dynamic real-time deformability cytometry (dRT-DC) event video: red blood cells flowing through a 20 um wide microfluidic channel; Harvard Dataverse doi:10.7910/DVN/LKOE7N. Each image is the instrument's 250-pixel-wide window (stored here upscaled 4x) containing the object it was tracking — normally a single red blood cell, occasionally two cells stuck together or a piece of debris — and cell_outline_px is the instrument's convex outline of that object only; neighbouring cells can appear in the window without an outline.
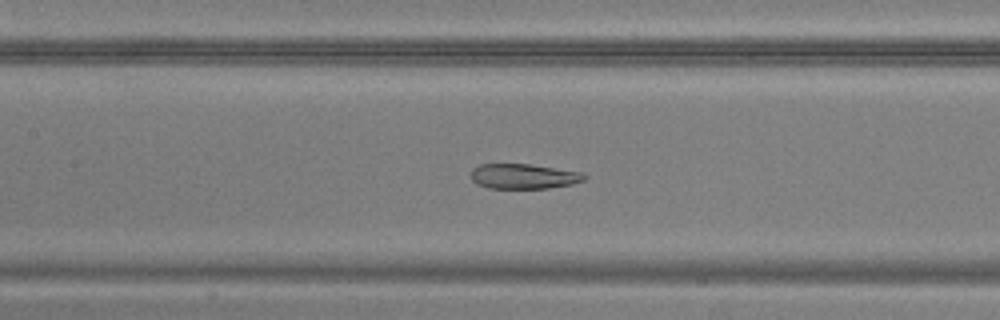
{"species": "common noctule bat (a hibernating species)", "species_latin": "Nyctalus noctula", "temperature_condition": "warm", "stored_images_in_passage": 51, "camera_frame_rate_fps": 3000, "um_per_image_px": 0.085, "animal": {"sex": "male", "body_mass_g": 20.5, "forearm_length_mm": 52.5}, "frame": {"image": 1, "passage_image": 23, "time_ms": 7.333, "image_size_px": [1000, 320], "cell_outline_px": [[588, 176], [584, 180], [572, 184], [548, 188], [488, 188], [476, 184], [472, 180], [472, 168], [480, 164], [528, 164], [584, 172]], "centroid_in_image_um": [44.53, 14.98], "position_along_channel_um": 162.9, "area_um2": 16.59}}
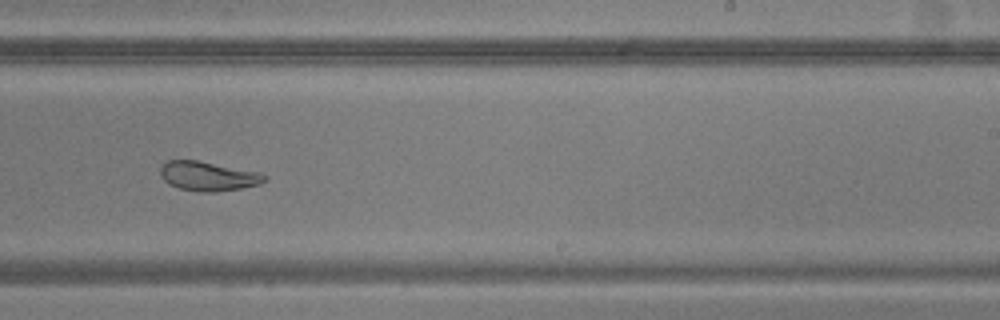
{"frame": {"image": 2, "passage_image": 31, "time_ms": 10.0, "image_size_px": [1000, 320], "cell_outline_px": [[268, 180], [260, 184], [240, 188], [216, 192], [200, 192], [180, 188], [168, 184], [160, 176], [160, 168], [168, 160], [196, 160], [260, 172], [268, 176]], "centroid_in_image_um": [17.71, 14.98], "position_along_channel_um": 271.3, "area_um2": 17.86}}
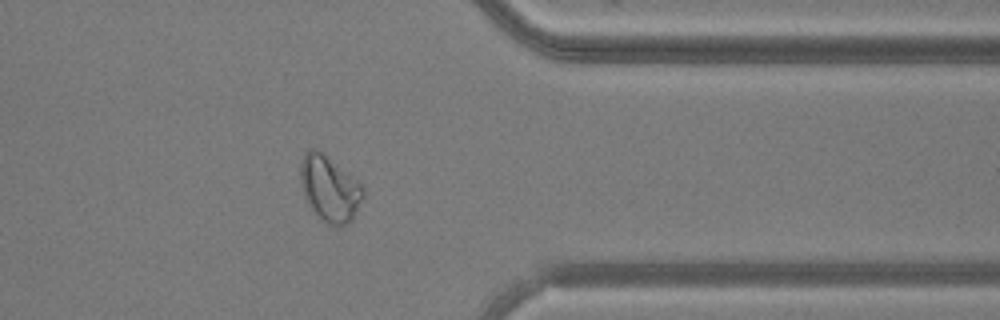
{"frame": {"image": 3, "passage_image": 40, "time_ms": 13.0, "image_size_px": [1000, 320], "cell_outline_px": [[364, 196], [352, 220], [348, 224], [324, 224], [316, 216], [308, 204], [304, 196], [300, 184], [300, 164], [304, 156], [312, 148], [316, 148], [324, 152], [352, 176], [364, 188]], "centroid_in_image_um": [28.0, 16.04], "position_along_channel_um": 383.4, "area_um2": 24.1}}